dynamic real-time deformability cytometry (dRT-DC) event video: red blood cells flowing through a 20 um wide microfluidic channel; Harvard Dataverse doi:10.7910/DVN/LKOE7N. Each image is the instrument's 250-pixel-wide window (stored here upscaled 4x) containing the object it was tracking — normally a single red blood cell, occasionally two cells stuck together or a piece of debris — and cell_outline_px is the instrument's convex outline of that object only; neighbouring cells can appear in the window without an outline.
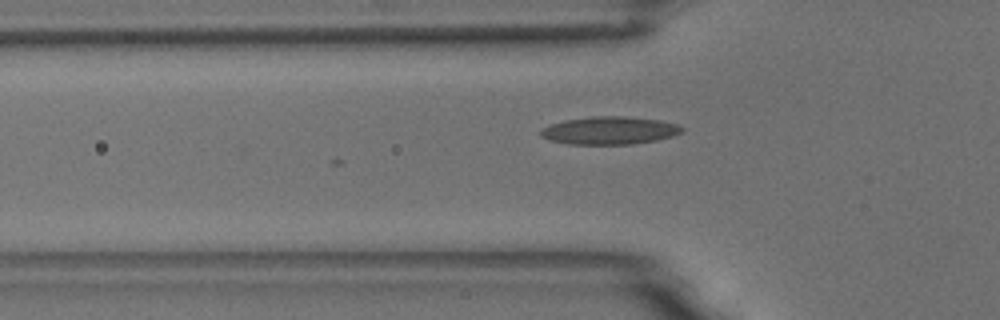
{"species": "common noctule bat (a hibernating species)", "species_latin": "Nyctalus noctula", "temperature_condition": "room temperature", "stored_images_in_passage": 9, "camera_frame_rate_fps": 3000, "um_per_image_px": 0.085, "animal": {"sex": "male", "body_mass_g": 18.8}, "frame": {"image": 1, "passage_image": 3, "time_ms": 0.667, "image_size_px": [1000, 320], "cell_outline_px": [[684, 132], [672, 136], [656, 140], [632, 144], [568, 144], [552, 140], [540, 136], [540, 132], [544, 128], [552, 124], [564, 120], [592, 116], [624, 116], [660, 120], [676, 124], [684, 128]], "centroid_in_image_um": [51.84, 11.09], "position_along_channel_um": 74.0, "area_um2": 22.77}}